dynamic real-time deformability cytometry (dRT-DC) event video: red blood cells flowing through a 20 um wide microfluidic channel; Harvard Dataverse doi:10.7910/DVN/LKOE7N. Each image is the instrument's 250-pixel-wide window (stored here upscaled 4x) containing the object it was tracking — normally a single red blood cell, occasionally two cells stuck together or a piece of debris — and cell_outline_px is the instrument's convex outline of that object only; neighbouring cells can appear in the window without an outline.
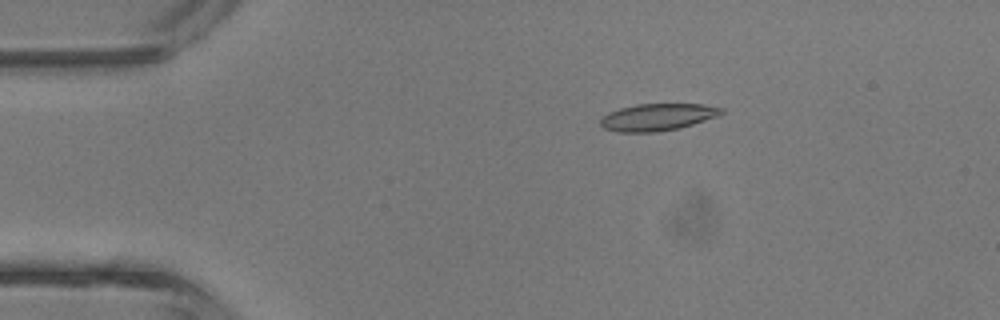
{"species": "common noctule bat (a hibernating species)", "species_latin": "Nyctalus noctula", "temperature_condition": "room temperature", "stored_images_in_passage": 38, "camera_frame_rate_fps": 3000, "um_per_image_px": 0.085, "animal": {"sex": "male", "body_mass_g": 13.3}, "frame": {"image": 1, "passage_image": 5, "time_ms": 1.333, "image_size_px": [1000, 320], "cell_outline_px": [[724, 112], [720, 116], [680, 128], [656, 132], [616, 132], [604, 128], [600, 124], [600, 120], [608, 112], [620, 108], [636, 104], [704, 104], [724, 108]], "centroid_in_image_um": [55.93, 9.95], "position_along_channel_um": 29.1, "area_um2": 19.25}}
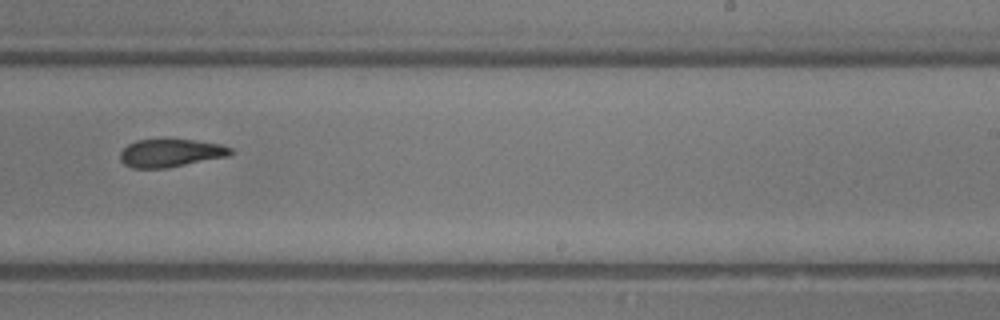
{"frame": {"image": 2, "passage_image": 23, "time_ms": 7.333, "image_size_px": [1000, 320], "cell_outline_px": [[232, 152], [228, 156], [168, 168], [132, 168], [124, 164], [120, 160], [120, 152], [128, 144], [136, 140], [192, 140], [220, 144], [232, 148]], "centroid_in_image_um": [14.48, 13.02], "position_along_channel_um": 274.5, "area_um2": 17.86}}
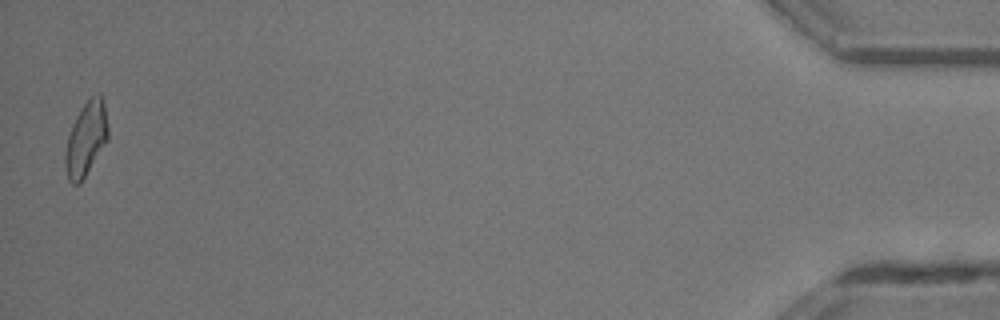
{"frame": {"image": 3, "passage_image": 38, "time_ms": 12.333, "image_size_px": [1000, 320], "cell_outline_px": [[108, 140], [80, 184], [72, 184], [68, 180], [64, 168], [64, 152], [68, 136], [72, 124], [80, 108], [92, 96], [100, 92], [104, 100], [108, 124]], "centroid_in_image_um": [7.31, 11.81], "position_along_channel_um": 427.9, "area_um2": 18.79}}